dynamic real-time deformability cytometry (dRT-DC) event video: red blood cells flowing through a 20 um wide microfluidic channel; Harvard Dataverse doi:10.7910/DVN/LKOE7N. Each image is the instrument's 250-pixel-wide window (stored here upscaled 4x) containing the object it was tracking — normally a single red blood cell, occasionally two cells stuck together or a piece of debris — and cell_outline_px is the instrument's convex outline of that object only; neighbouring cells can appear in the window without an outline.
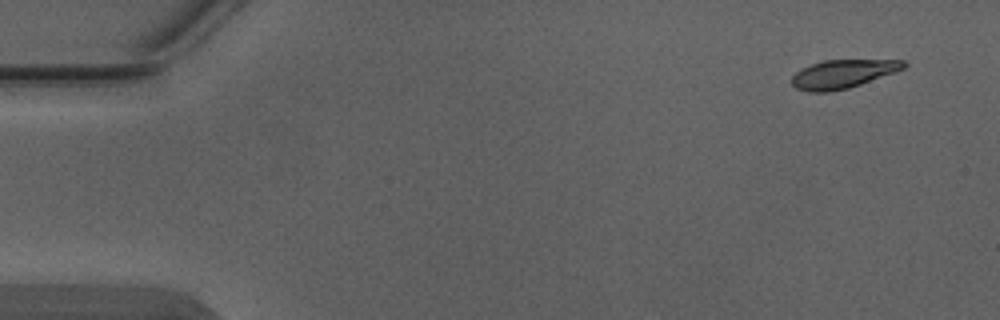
{"species": "Egyptian fruit bat (a non-hibernating species)", "species_latin": "Rousettus aegyptiacus", "temperature_condition": "warm", "stored_images_in_passage": 4, "camera_frame_rate_fps": 3000, "um_per_image_px": 0.085, "animal": {"sex": "male"}, "frame": {"image": 1, "passage_image": 1, "time_ms": 0.0, "image_size_px": [1000, 320], "cell_outline_px": [[908, 64], [904, 68], [896, 72], [848, 88], [828, 92], [808, 92], [796, 88], [792, 84], [792, 76], [796, 72], [812, 64], [824, 60], [904, 60]], "centroid_in_image_um": [71.65, 6.29], "position_along_channel_um": 13.3, "area_um2": 18.44}}
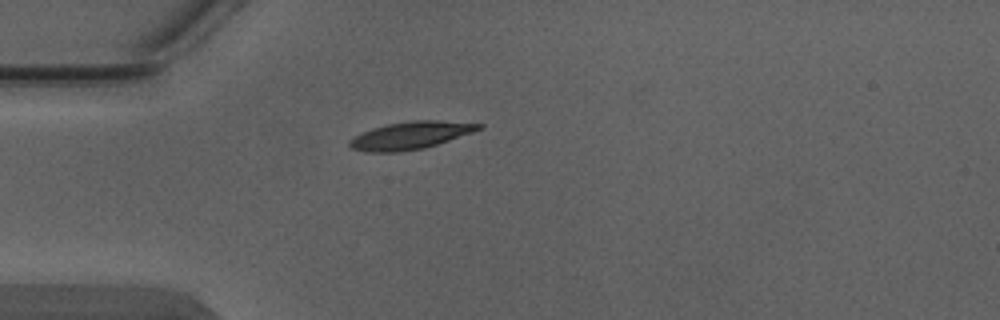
{"frame": {"image": 2, "passage_image": 4, "time_ms": 1.0, "image_size_px": [1000, 320], "cell_outline_px": [[484, 128], [424, 148], [396, 152], [364, 152], [352, 148], [348, 144], [348, 140], [372, 128], [388, 124], [412, 120], [440, 120], [484, 124]], "centroid_in_image_um": [34.89, 11.5], "position_along_channel_um": 50.1, "area_um2": 20.52}}